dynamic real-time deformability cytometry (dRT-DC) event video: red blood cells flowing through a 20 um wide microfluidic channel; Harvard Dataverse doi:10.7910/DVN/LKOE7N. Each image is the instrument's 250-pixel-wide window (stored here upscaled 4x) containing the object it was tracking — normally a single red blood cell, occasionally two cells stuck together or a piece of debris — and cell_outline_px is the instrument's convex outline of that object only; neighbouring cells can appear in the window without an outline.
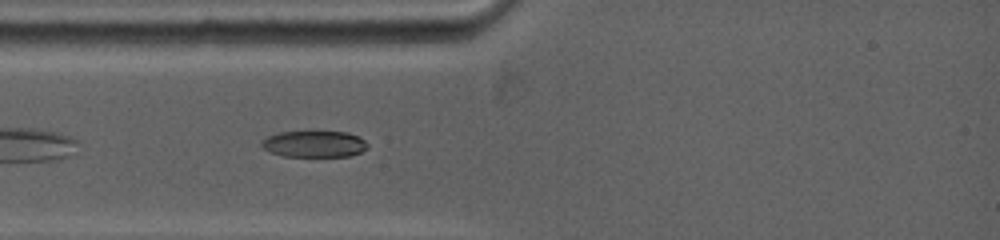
{"species": "common noctule bat (a hibernating species)", "species_latin": "Nyctalus noctula", "temperature_condition": "warm", "stored_images_in_passage": 23, "camera_frame_rate_fps": 5000, "um_per_image_px": 0.085, "animal": {"sex": "female", "body_mass_g": 19.0, "forearm_length_mm": 53.3}, "frame": {"image": 1, "passage_image": 13, "time_ms": 1.6, "image_size_px": [1000, 240], "cell_outline_px": [[368, 148], [360, 152], [348, 156], [280, 156], [264, 148], [260, 144], [268, 136], [280, 132], [308, 128], [312, 128], [348, 132], [364, 140], [368, 144]], "centroid_in_image_um": [26.71, 12.17], "position_along_channel_um": 58.3, "area_um2": 17.11}}
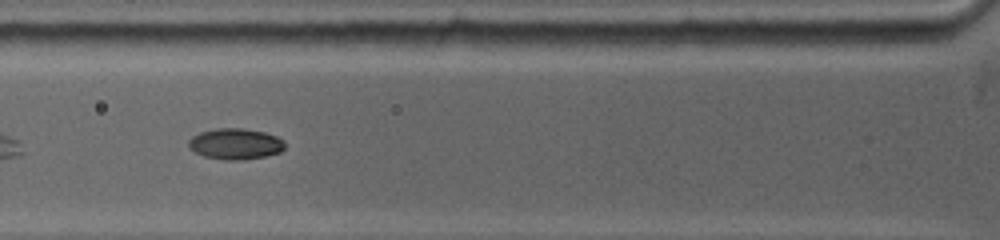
{"frame": {"image": 2, "passage_image": 22, "time_ms": 2.8, "image_size_px": [1000, 240], "cell_outline_px": [[284, 148], [280, 152], [264, 156], [240, 160], [228, 160], [204, 156], [188, 148], [188, 140], [192, 136], [200, 132], [216, 128], [244, 128], [264, 132], [276, 136], [284, 140]], "centroid_in_image_um": [19.99, 12.22], "position_along_channel_um": 105.8, "area_um2": 17.34}}